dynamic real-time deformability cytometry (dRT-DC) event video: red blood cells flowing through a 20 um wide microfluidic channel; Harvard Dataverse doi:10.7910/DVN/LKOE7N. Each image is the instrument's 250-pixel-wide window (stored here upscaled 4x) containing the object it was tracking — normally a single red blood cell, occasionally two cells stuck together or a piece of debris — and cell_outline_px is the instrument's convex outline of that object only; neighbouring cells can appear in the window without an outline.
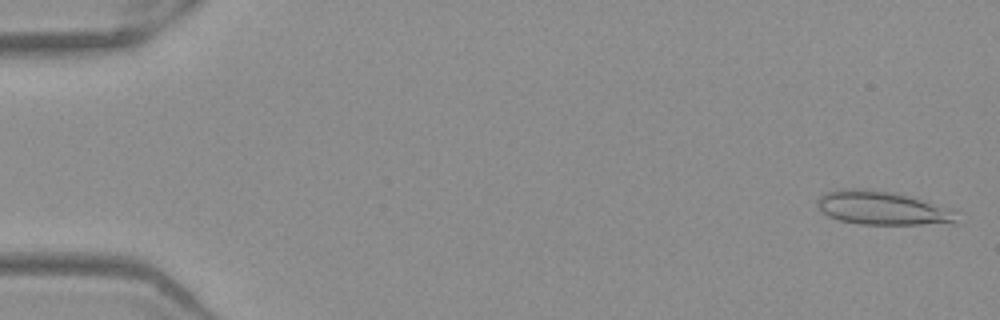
{"species": "Egyptian fruit bat (a non-hibernating species)", "species_latin": "Rousettus aegyptiacus", "temperature_condition": "warm", "stored_images_in_passage": 52, "camera_frame_rate_fps": 3000, "um_per_image_px": 0.085, "frame": {"image": 1, "passage_image": 2, "time_ms": 0.333, "image_size_px": [1000, 320], "cell_outline_px": [[964, 212], [956, 224], [860, 224], [840, 220], [828, 216], [820, 208], [816, 200], [824, 192], [840, 188], [860, 188], [892, 192], [928, 200]], "centroid_in_image_um": [75.16, 17.68], "position_along_channel_um": 9.8, "area_um2": 28.15}}
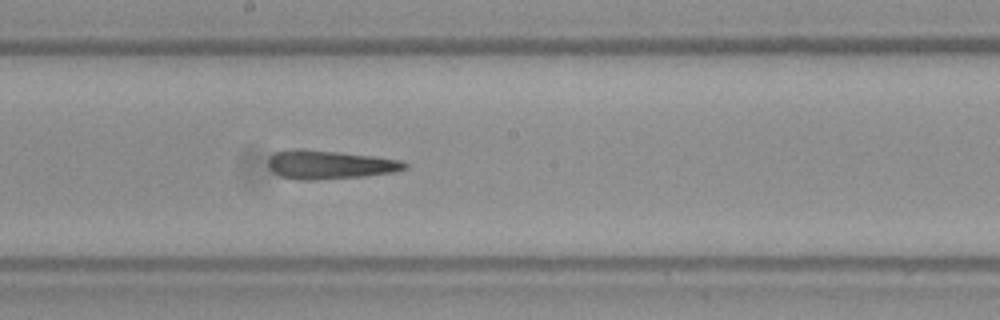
{"frame": {"image": 2, "passage_image": 29, "time_ms": 9.333, "image_size_px": [1000, 320], "cell_outline_px": [[408, 168], [396, 172], [364, 176], [316, 180], [296, 180], [280, 176], [272, 172], [268, 168], [268, 156], [272, 152], [288, 148], [304, 148], [376, 156], [400, 160], [408, 164]], "centroid_in_image_um": [27.95, 13.98], "position_along_channel_um": 220.2, "area_um2": 23.52}}
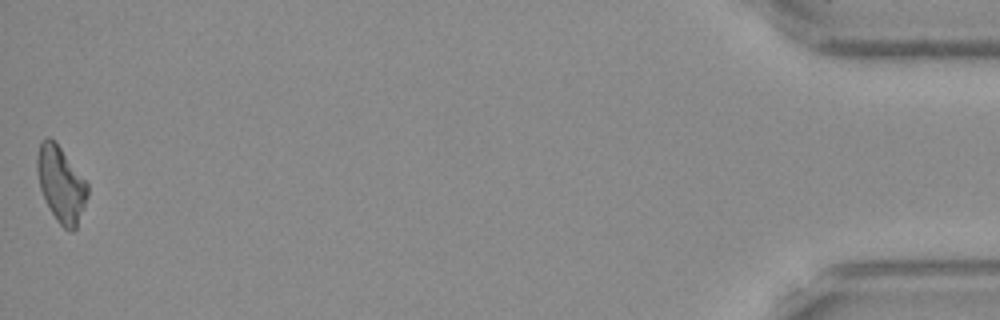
{"frame": {"image": 3, "passage_image": 52, "time_ms": 17.0, "image_size_px": [1000, 320], "cell_outline_px": [[88, 196], [84, 208], [76, 228], [72, 232], [64, 228], [56, 220], [40, 188], [36, 168], [36, 156], [40, 140], [44, 136], [48, 136], [60, 148], [88, 184]], "centroid_in_image_um": [5.17, 15.65], "position_along_channel_um": 430.0, "area_um2": 21.96}, "authors_computed_cell_mechanics": {"area_um2": 23.6691, "velocity_mm_per_s": 3.9451, "shape_relaxation_time_tau1_ms": 6.4518, "shape_relaxation_time_tau2_ms": 2.3284, "deformation_change_tau1": 0.1817, "deformation_change_tau2": 0.1592}}